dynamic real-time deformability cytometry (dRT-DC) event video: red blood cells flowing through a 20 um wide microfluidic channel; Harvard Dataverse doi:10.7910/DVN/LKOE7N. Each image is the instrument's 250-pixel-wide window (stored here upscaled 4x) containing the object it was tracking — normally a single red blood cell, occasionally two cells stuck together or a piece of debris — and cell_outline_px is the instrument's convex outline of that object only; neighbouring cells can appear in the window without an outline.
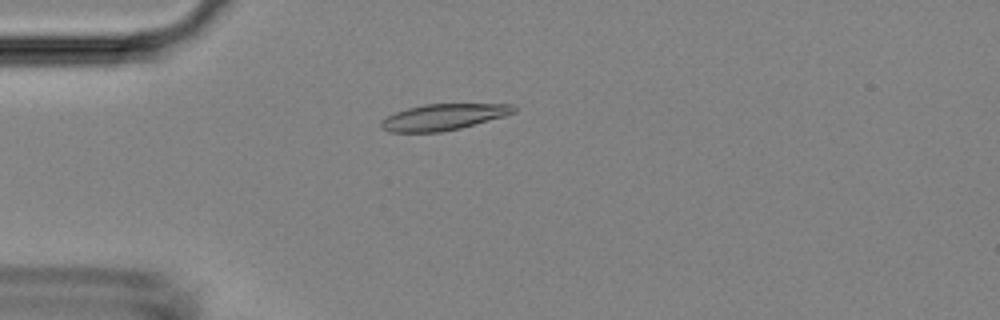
{"species": "Egyptian fruit bat (a non-hibernating species)", "species_latin": "Rousettus aegyptiacus", "temperature_condition": "room temperature", "stored_images_in_passage": 47, "camera_frame_rate_fps": 3000, "um_per_image_px": 0.085, "animal": {"sex": "female"}, "frame": {"image": 1, "passage_image": 11, "time_ms": 3.333, "image_size_px": [1000, 320], "cell_outline_px": [[516, 112], [504, 116], [460, 128], [440, 132], [388, 132], [380, 128], [380, 120], [396, 112], [408, 108], [424, 104], [512, 104], [516, 108]], "centroid_in_image_um": [37.66, 9.95], "position_along_channel_um": 47.3, "area_um2": 20.17}}
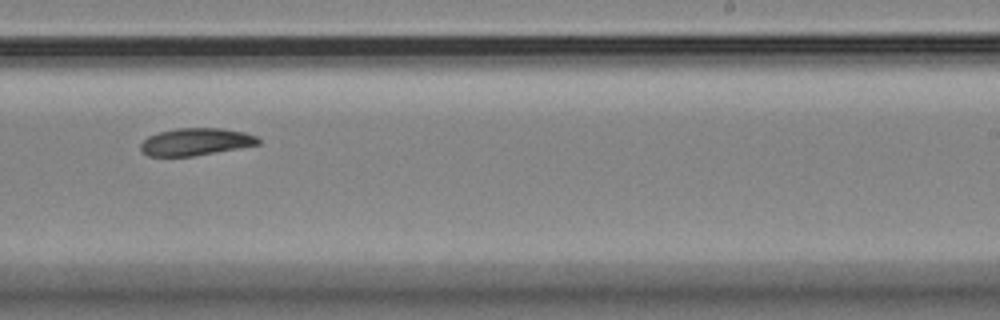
{"frame": {"image": 2, "passage_image": 29, "time_ms": 9.333, "image_size_px": [1000, 320], "cell_outline_px": [[260, 144], [192, 156], [148, 156], [140, 152], [140, 144], [148, 136], [160, 132], [176, 128], [220, 128], [244, 132], [256, 136], [260, 140]], "centroid_in_image_um": [16.6, 12.05], "position_along_channel_um": 272.4, "area_um2": 18.61}}
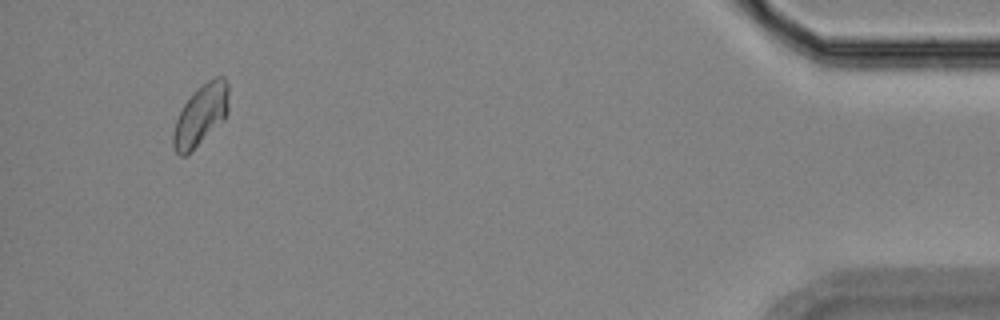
{"frame": {"image": 3, "passage_image": 45, "time_ms": 14.667, "image_size_px": [1000, 320], "cell_outline_px": [[228, 112], [224, 120], [192, 152], [184, 156], [180, 156], [176, 152], [172, 144], [172, 132], [176, 120], [184, 104], [192, 92], [196, 88], [208, 80], [216, 76], [224, 76], [228, 84]], "centroid_in_image_um": [17.06, 9.79], "position_along_channel_um": 418.1, "area_um2": 20.06}}